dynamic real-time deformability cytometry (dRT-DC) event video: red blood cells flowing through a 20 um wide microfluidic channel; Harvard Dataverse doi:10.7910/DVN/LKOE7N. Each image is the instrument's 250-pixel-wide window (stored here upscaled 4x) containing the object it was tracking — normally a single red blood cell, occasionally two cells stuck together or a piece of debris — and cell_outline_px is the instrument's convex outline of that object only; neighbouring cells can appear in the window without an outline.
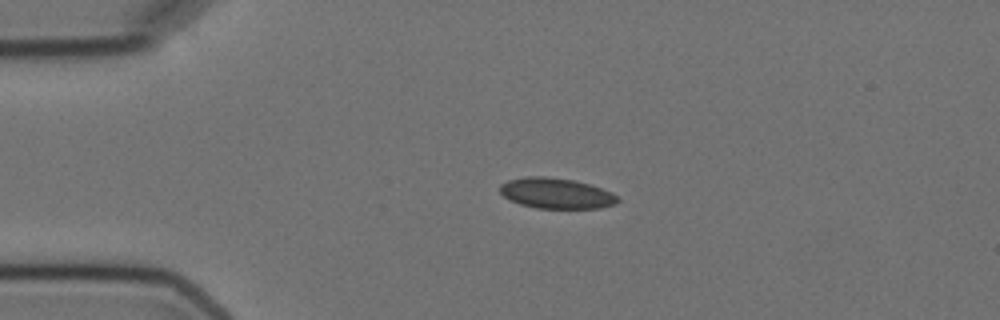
{"species": "Egyptian fruit bat (a non-hibernating species)", "species_latin": "Rousettus aegyptiacus", "temperature_condition": "cold", "stored_images_in_passage": 2, "camera_frame_rate_fps": 3000, "um_per_image_px": 0.085, "animal": {"sex": "female"}, "frame": {"image": 1, "passage_image": 1, "time_ms": 0.0, "image_size_px": [1000, 320], "cell_outline_px": [[620, 200], [616, 204], [600, 208], [536, 208], [520, 204], [504, 196], [500, 192], [500, 184], [508, 180], [528, 176], [544, 176], [576, 180], [612, 192]], "centroid_in_image_um": [47.29, 16.43], "position_along_channel_um": 37.7, "area_um2": 20.92}}